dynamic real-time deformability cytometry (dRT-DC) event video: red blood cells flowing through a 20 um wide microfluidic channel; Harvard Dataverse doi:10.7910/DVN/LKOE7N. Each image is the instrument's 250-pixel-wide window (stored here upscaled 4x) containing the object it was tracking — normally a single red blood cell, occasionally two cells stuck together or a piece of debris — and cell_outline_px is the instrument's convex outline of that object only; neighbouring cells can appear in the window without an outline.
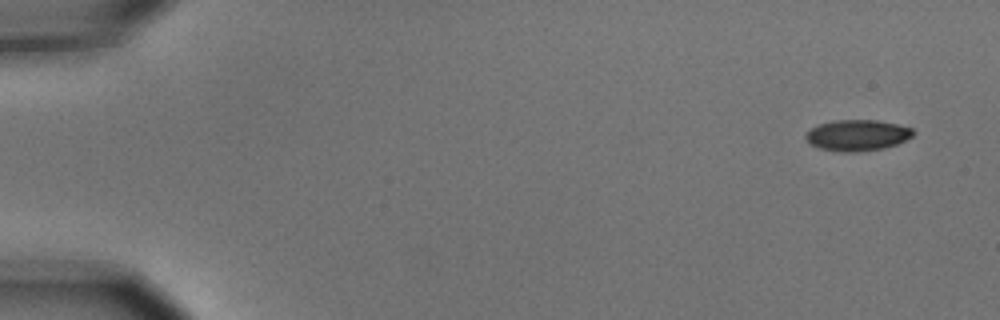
{"species": "common noctule bat (a hibernating species)", "species_latin": "Nyctalus noctula", "temperature_condition": "cold", "stored_images_in_passage": 5, "camera_frame_rate_fps": 3000, "um_per_image_px": 0.085, "animal": {"sex": "male", "body_mass_g": 15.6}, "frame": {"image": 1, "passage_image": 1, "time_ms": 0.0, "image_size_px": [1000, 320], "cell_outline_px": [[916, 132], [912, 136], [896, 144], [884, 148], [852, 152], [840, 152], [820, 148], [812, 144], [804, 136], [812, 128], [820, 124], [832, 120], [876, 120], [896, 124], [912, 128]], "centroid_in_image_um": [72.89, 11.49], "position_along_channel_um": 12.1, "area_um2": 19.19}}
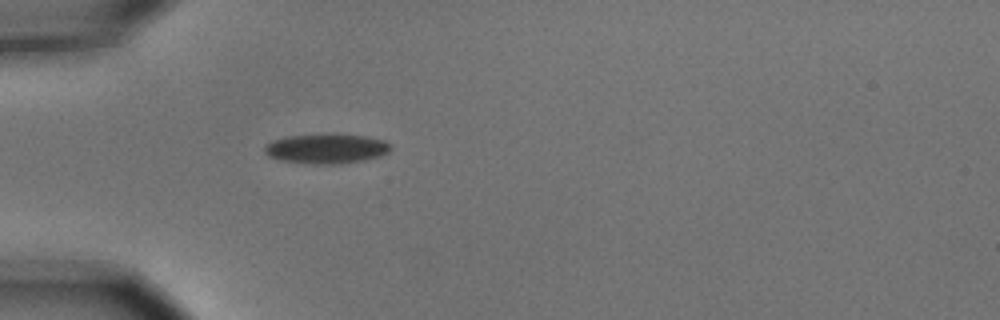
{"frame": {"image": 2, "passage_image": 5, "time_ms": 1.333, "image_size_px": [1000, 320], "cell_outline_px": [[392, 148], [388, 152], [380, 156], [364, 160], [340, 164], [316, 164], [280, 160], [268, 156], [264, 152], [264, 144], [272, 140], [288, 136], [328, 132], [336, 132], [364, 136], [384, 140], [392, 144]], "centroid_in_image_um": [27.75, 12.6], "position_along_channel_um": 57.3, "area_um2": 22.54}}